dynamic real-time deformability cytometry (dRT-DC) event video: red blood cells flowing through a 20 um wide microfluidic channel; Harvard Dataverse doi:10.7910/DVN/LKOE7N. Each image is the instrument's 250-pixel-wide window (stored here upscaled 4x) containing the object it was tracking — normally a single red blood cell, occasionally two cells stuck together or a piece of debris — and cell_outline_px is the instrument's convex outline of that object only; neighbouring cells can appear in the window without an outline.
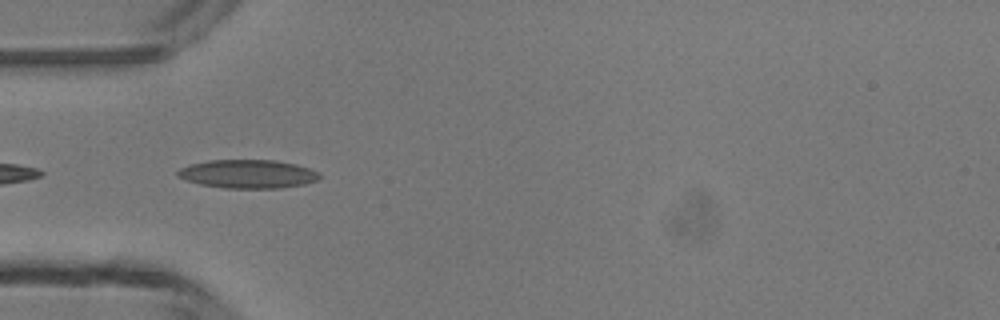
{"species": "common noctule bat (a hibernating species)", "species_latin": "Nyctalus noctula", "temperature_condition": "room temperature", "stored_images_in_passage": 4, "camera_frame_rate_fps": 3000, "um_per_image_px": 0.085, "animal": {"sex": "male", "body_mass_g": 13.3}, "frame": {"image": 1, "passage_image": 4, "time_ms": 4.333, "image_size_px": [1000, 320], "cell_outline_px": [[320, 180], [304, 184], [280, 188], [224, 188], [200, 184], [176, 176], [176, 172], [180, 168], [192, 164], [208, 160], [276, 160], [296, 164], [320, 172]], "centroid_in_image_um": [21.1, 14.78], "position_along_channel_um": 63.9, "area_um2": 23.64}}